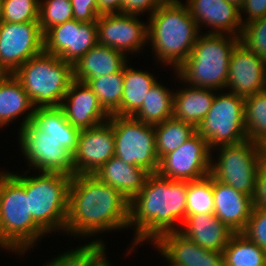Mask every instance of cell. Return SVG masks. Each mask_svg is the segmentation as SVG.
I'll return each mask as SVG.
<instances>
[{"label": "cell", "mask_w": 266, "mask_h": 266, "mask_svg": "<svg viewBox=\"0 0 266 266\" xmlns=\"http://www.w3.org/2000/svg\"><path fill=\"white\" fill-rule=\"evenodd\" d=\"M3 16V0H0V23L2 22Z\"/></svg>", "instance_id": "cell-48"}, {"label": "cell", "mask_w": 266, "mask_h": 266, "mask_svg": "<svg viewBox=\"0 0 266 266\" xmlns=\"http://www.w3.org/2000/svg\"><path fill=\"white\" fill-rule=\"evenodd\" d=\"M60 108L67 121L79 130L97 126L110 117L93 90L85 82L75 79L71 81Z\"/></svg>", "instance_id": "cell-19"}, {"label": "cell", "mask_w": 266, "mask_h": 266, "mask_svg": "<svg viewBox=\"0 0 266 266\" xmlns=\"http://www.w3.org/2000/svg\"><path fill=\"white\" fill-rule=\"evenodd\" d=\"M74 19L70 0H40V29L44 34L49 28Z\"/></svg>", "instance_id": "cell-36"}, {"label": "cell", "mask_w": 266, "mask_h": 266, "mask_svg": "<svg viewBox=\"0 0 266 266\" xmlns=\"http://www.w3.org/2000/svg\"><path fill=\"white\" fill-rule=\"evenodd\" d=\"M174 91L157 82L147 92L141 108L133 115L141 122L156 125L173 117Z\"/></svg>", "instance_id": "cell-29"}, {"label": "cell", "mask_w": 266, "mask_h": 266, "mask_svg": "<svg viewBox=\"0 0 266 266\" xmlns=\"http://www.w3.org/2000/svg\"><path fill=\"white\" fill-rule=\"evenodd\" d=\"M214 101L197 132L207 141L209 149L239 144L247 140L244 115L245 97L215 91Z\"/></svg>", "instance_id": "cell-8"}, {"label": "cell", "mask_w": 266, "mask_h": 266, "mask_svg": "<svg viewBox=\"0 0 266 266\" xmlns=\"http://www.w3.org/2000/svg\"><path fill=\"white\" fill-rule=\"evenodd\" d=\"M162 3H174V2H181V0H160Z\"/></svg>", "instance_id": "cell-50"}, {"label": "cell", "mask_w": 266, "mask_h": 266, "mask_svg": "<svg viewBox=\"0 0 266 266\" xmlns=\"http://www.w3.org/2000/svg\"><path fill=\"white\" fill-rule=\"evenodd\" d=\"M160 0H122L121 14L142 15L149 11V17L162 5Z\"/></svg>", "instance_id": "cell-41"}, {"label": "cell", "mask_w": 266, "mask_h": 266, "mask_svg": "<svg viewBox=\"0 0 266 266\" xmlns=\"http://www.w3.org/2000/svg\"><path fill=\"white\" fill-rule=\"evenodd\" d=\"M114 154L115 139L108 120L80 130L77 149L73 153V175H94Z\"/></svg>", "instance_id": "cell-16"}, {"label": "cell", "mask_w": 266, "mask_h": 266, "mask_svg": "<svg viewBox=\"0 0 266 266\" xmlns=\"http://www.w3.org/2000/svg\"><path fill=\"white\" fill-rule=\"evenodd\" d=\"M179 232L204 249L220 252L234 234L214 214L186 215Z\"/></svg>", "instance_id": "cell-22"}, {"label": "cell", "mask_w": 266, "mask_h": 266, "mask_svg": "<svg viewBox=\"0 0 266 266\" xmlns=\"http://www.w3.org/2000/svg\"><path fill=\"white\" fill-rule=\"evenodd\" d=\"M225 266H266V252L243 233H234L224 248Z\"/></svg>", "instance_id": "cell-32"}, {"label": "cell", "mask_w": 266, "mask_h": 266, "mask_svg": "<svg viewBox=\"0 0 266 266\" xmlns=\"http://www.w3.org/2000/svg\"><path fill=\"white\" fill-rule=\"evenodd\" d=\"M240 36L200 33L184 63L174 72L176 78L192 87L225 90L229 61Z\"/></svg>", "instance_id": "cell-5"}, {"label": "cell", "mask_w": 266, "mask_h": 266, "mask_svg": "<svg viewBox=\"0 0 266 266\" xmlns=\"http://www.w3.org/2000/svg\"><path fill=\"white\" fill-rule=\"evenodd\" d=\"M32 109V110H31ZM35 107L22 84L9 74L0 82V128L24 115L21 126L33 121Z\"/></svg>", "instance_id": "cell-25"}, {"label": "cell", "mask_w": 266, "mask_h": 266, "mask_svg": "<svg viewBox=\"0 0 266 266\" xmlns=\"http://www.w3.org/2000/svg\"><path fill=\"white\" fill-rule=\"evenodd\" d=\"M33 122L69 152L76 151L80 130L67 121L60 107L35 108Z\"/></svg>", "instance_id": "cell-27"}, {"label": "cell", "mask_w": 266, "mask_h": 266, "mask_svg": "<svg viewBox=\"0 0 266 266\" xmlns=\"http://www.w3.org/2000/svg\"><path fill=\"white\" fill-rule=\"evenodd\" d=\"M226 89L243 97L266 90V60L239 43L229 61Z\"/></svg>", "instance_id": "cell-17"}, {"label": "cell", "mask_w": 266, "mask_h": 266, "mask_svg": "<svg viewBox=\"0 0 266 266\" xmlns=\"http://www.w3.org/2000/svg\"><path fill=\"white\" fill-rule=\"evenodd\" d=\"M240 16L242 24H247L266 16V0H245L240 8Z\"/></svg>", "instance_id": "cell-42"}, {"label": "cell", "mask_w": 266, "mask_h": 266, "mask_svg": "<svg viewBox=\"0 0 266 266\" xmlns=\"http://www.w3.org/2000/svg\"><path fill=\"white\" fill-rule=\"evenodd\" d=\"M128 57L111 47L97 44L73 65V79L81 82L92 81L102 75L121 71Z\"/></svg>", "instance_id": "cell-23"}, {"label": "cell", "mask_w": 266, "mask_h": 266, "mask_svg": "<svg viewBox=\"0 0 266 266\" xmlns=\"http://www.w3.org/2000/svg\"><path fill=\"white\" fill-rule=\"evenodd\" d=\"M232 4H235L237 7L241 8L245 0H226Z\"/></svg>", "instance_id": "cell-47"}, {"label": "cell", "mask_w": 266, "mask_h": 266, "mask_svg": "<svg viewBox=\"0 0 266 266\" xmlns=\"http://www.w3.org/2000/svg\"><path fill=\"white\" fill-rule=\"evenodd\" d=\"M100 15L121 13L122 0H97Z\"/></svg>", "instance_id": "cell-44"}, {"label": "cell", "mask_w": 266, "mask_h": 266, "mask_svg": "<svg viewBox=\"0 0 266 266\" xmlns=\"http://www.w3.org/2000/svg\"><path fill=\"white\" fill-rule=\"evenodd\" d=\"M240 43L266 60V16L243 24Z\"/></svg>", "instance_id": "cell-38"}, {"label": "cell", "mask_w": 266, "mask_h": 266, "mask_svg": "<svg viewBox=\"0 0 266 266\" xmlns=\"http://www.w3.org/2000/svg\"><path fill=\"white\" fill-rule=\"evenodd\" d=\"M213 91L216 90L188 85L177 89L174 91L173 117L197 128L212 106Z\"/></svg>", "instance_id": "cell-26"}, {"label": "cell", "mask_w": 266, "mask_h": 266, "mask_svg": "<svg viewBox=\"0 0 266 266\" xmlns=\"http://www.w3.org/2000/svg\"><path fill=\"white\" fill-rule=\"evenodd\" d=\"M185 5L199 31L206 26L210 28L206 33L240 36L243 24L240 8L235 4L226 0H186Z\"/></svg>", "instance_id": "cell-20"}, {"label": "cell", "mask_w": 266, "mask_h": 266, "mask_svg": "<svg viewBox=\"0 0 266 266\" xmlns=\"http://www.w3.org/2000/svg\"><path fill=\"white\" fill-rule=\"evenodd\" d=\"M218 148V149H217ZM218 156L210 162V176L236 191L254 197L256 177L261 165L257 144L250 140L219 146Z\"/></svg>", "instance_id": "cell-9"}, {"label": "cell", "mask_w": 266, "mask_h": 266, "mask_svg": "<svg viewBox=\"0 0 266 266\" xmlns=\"http://www.w3.org/2000/svg\"><path fill=\"white\" fill-rule=\"evenodd\" d=\"M153 246L170 266H225L223 252L204 249L179 231L161 235Z\"/></svg>", "instance_id": "cell-18"}, {"label": "cell", "mask_w": 266, "mask_h": 266, "mask_svg": "<svg viewBox=\"0 0 266 266\" xmlns=\"http://www.w3.org/2000/svg\"><path fill=\"white\" fill-rule=\"evenodd\" d=\"M156 79L150 72L124 66L121 116H133L141 108L147 92L158 82Z\"/></svg>", "instance_id": "cell-28"}, {"label": "cell", "mask_w": 266, "mask_h": 266, "mask_svg": "<svg viewBox=\"0 0 266 266\" xmlns=\"http://www.w3.org/2000/svg\"><path fill=\"white\" fill-rule=\"evenodd\" d=\"M101 266H113L112 263L105 257Z\"/></svg>", "instance_id": "cell-49"}, {"label": "cell", "mask_w": 266, "mask_h": 266, "mask_svg": "<svg viewBox=\"0 0 266 266\" xmlns=\"http://www.w3.org/2000/svg\"><path fill=\"white\" fill-rule=\"evenodd\" d=\"M242 233L266 252V208L253 207Z\"/></svg>", "instance_id": "cell-39"}, {"label": "cell", "mask_w": 266, "mask_h": 266, "mask_svg": "<svg viewBox=\"0 0 266 266\" xmlns=\"http://www.w3.org/2000/svg\"><path fill=\"white\" fill-rule=\"evenodd\" d=\"M213 213V178L208 175L199 180L188 181L186 215Z\"/></svg>", "instance_id": "cell-35"}, {"label": "cell", "mask_w": 266, "mask_h": 266, "mask_svg": "<svg viewBox=\"0 0 266 266\" xmlns=\"http://www.w3.org/2000/svg\"><path fill=\"white\" fill-rule=\"evenodd\" d=\"M98 44L135 55L148 44L147 23L139 20L138 15L103 14L96 21ZM128 53V55H127Z\"/></svg>", "instance_id": "cell-15"}, {"label": "cell", "mask_w": 266, "mask_h": 266, "mask_svg": "<svg viewBox=\"0 0 266 266\" xmlns=\"http://www.w3.org/2000/svg\"><path fill=\"white\" fill-rule=\"evenodd\" d=\"M211 150L196 132L178 149L159 160L157 173L178 181H195L210 175Z\"/></svg>", "instance_id": "cell-13"}, {"label": "cell", "mask_w": 266, "mask_h": 266, "mask_svg": "<svg viewBox=\"0 0 266 266\" xmlns=\"http://www.w3.org/2000/svg\"><path fill=\"white\" fill-rule=\"evenodd\" d=\"M26 172L28 171L25 170V192L33 220L47 234L65 232L72 177L48 172L27 176Z\"/></svg>", "instance_id": "cell-7"}, {"label": "cell", "mask_w": 266, "mask_h": 266, "mask_svg": "<svg viewBox=\"0 0 266 266\" xmlns=\"http://www.w3.org/2000/svg\"><path fill=\"white\" fill-rule=\"evenodd\" d=\"M40 0H3L2 22H38Z\"/></svg>", "instance_id": "cell-37"}, {"label": "cell", "mask_w": 266, "mask_h": 266, "mask_svg": "<svg viewBox=\"0 0 266 266\" xmlns=\"http://www.w3.org/2000/svg\"><path fill=\"white\" fill-rule=\"evenodd\" d=\"M13 76L35 108L60 107L73 80V65L43 51L21 65Z\"/></svg>", "instance_id": "cell-6"}, {"label": "cell", "mask_w": 266, "mask_h": 266, "mask_svg": "<svg viewBox=\"0 0 266 266\" xmlns=\"http://www.w3.org/2000/svg\"><path fill=\"white\" fill-rule=\"evenodd\" d=\"M254 206L266 208V164H261L256 177Z\"/></svg>", "instance_id": "cell-43"}, {"label": "cell", "mask_w": 266, "mask_h": 266, "mask_svg": "<svg viewBox=\"0 0 266 266\" xmlns=\"http://www.w3.org/2000/svg\"><path fill=\"white\" fill-rule=\"evenodd\" d=\"M155 148L159 160L166 154L178 149L193 136L197 130L194 125L174 117L154 125Z\"/></svg>", "instance_id": "cell-30"}, {"label": "cell", "mask_w": 266, "mask_h": 266, "mask_svg": "<svg viewBox=\"0 0 266 266\" xmlns=\"http://www.w3.org/2000/svg\"><path fill=\"white\" fill-rule=\"evenodd\" d=\"M43 51L44 34L39 22L0 23V65L8 74Z\"/></svg>", "instance_id": "cell-12"}, {"label": "cell", "mask_w": 266, "mask_h": 266, "mask_svg": "<svg viewBox=\"0 0 266 266\" xmlns=\"http://www.w3.org/2000/svg\"><path fill=\"white\" fill-rule=\"evenodd\" d=\"M149 172L113 156L96 172L104 184L117 189L130 202L143 188Z\"/></svg>", "instance_id": "cell-24"}, {"label": "cell", "mask_w": 266, "mask_h": 266, "mask_svg": "<svg viewBox=\"0 0 266 266\" xmlns=\"http://www.w3.org/2000/svg\"><path fill=\"white\" fill-rule=\"evenodd\" d=\"M85 83L96 94L99 104L109 114L121 116V100L124 89V68L113 74L102 75Z\"/></svg>", "instance_id": "cell-31"}, {"label": "cell", "mask_w": 266, "mask_h": 266, "mask_svg": "<svg viewBox=\"0 0 266 266\" xmlns=\"http://www.w3.org/2000/svg\"><path fill=\"white\" fill-rule=\"evenodd\" d=\"M187 187L188 181L148 174L141 191L129 202L128 225L135 234L127 254L143 242L153 244L161 235L180 230L186 219Z\"/></svg>", "instance_id": "cell-1"}, {"label": "cell", "mask_w": 266, "mask_h": 266, "mask_svg": "<svg viewBox=\"0 0 266 266\" xmlns=\"http://www.w3.org/2000/svg\"><path fill=\"white\" fill-rule=\"evenodd\" d=\"M108 121L112 124L115 139L114 156L149 173H157L159 158L155 148L154 125L133 116L115 114L110 115Z\"/></svg>", "instance_id": "cell-10"}, {"label": "cell", "mask_w": 266, "mask_h": 266, "mask_svg": "<svg viewBox=\"0 0 266 266\" xmlns=\"http://www.w3.org/2000/svg\"><path fill=\"white\" fill-rule=\"evenodd\" d=\"M214 215L234 233H242L254 207L253 197L213 178Z\"/></svg>", "instance_id": "cell-21"}, {"label": "cell", "mask_w": 266, "mask_h": 266, "mask_svg": "<svg viewBox=\"0 0 266 266\" xmlns=\"http://www.w3.org/2000/svg\"><path fill=\"white\" fill-rule=\"evenodd\" d=\"M23 172L0 171V248L20 257L48 236L29 211Z\"/></svg>", "instance_id": "cell-4"}, {"label": "cell", "mask_w": 266, "mask_h": 266, "mask_svg": "<svg viewBox=\"0 0 266 266\" xmlns=\"http://www.w3.org/2000/svg\"><path fill=\"white\" fill-rule=\"evenodd\" d=\"M20 151L27 166L39 172L73 176V154L52 136L43 132L33 121L19 128Z\"/></svg>", "instance_id": "cell-11"}, {"label": "cell", "mask_w": 266, "mask_h": 266, "mask_svg": "<svg viewBox=\"0 0 266 266\" xmlns=\"http://www.w3.org/2000/svg\"><path fill=\"white\" fill-rule=\"evenodd\" d=\"M73 17L80 22H96L100 16L97 0H70Z\"/></svg>", "instance_id": "cell-40"}, {"label": "cell", "mask_w": 266, "mask_h": 266, "mask_svg": "<svg viewBox=\"0 0 266 266\" xmlns=\"http://www.w3.org/2000/svg\"><path fill=\"white\" fill-rule=\"evenodd\" d=\"M106 245L102 239H96L67 250L49 261L50 266H101L106 255Z\"/></svg>", "instance_id": "cell-33"}, {"label": "cell", "mask_w": 266, "mask_h": 266, "mask_svg": "<svg viewBox=\"0 0 266 266\" xmlns=\"http://www.w3.org/2000/svg\"><path fill=\"white\" fill-rule=\"evenodd\" d=\"M97 44L96 22L72 19L57 24L44 33V52L56 55L72 65Z\"/></svg>", "instance_id": "cell-14"}, {"label": "cell", "mask_w": 266, "mask_h": 266, "mask_svg": "<svg viewBox=\"0 0 266 266\" xmlns=\"http://www.w3.org/2000/svg\"><path fill=\"white\" fill-rule=\"evenodd\" d=\"M129 202L95 175H73L69 185L65 233L90 238L105 231L128 229Z\"/></svg>", "instance_id": "cell-2"}, {"label": "cell", "mask_w": 266, "mask_h": 266, "mask_svg": "<svg viewBox=\"0 0 266 266\" xmlns=\"http://www.w3.org/2000/svg\"><path fill=\"white\" fill-rule=\"evenodd\" d=\"M182 2L163 3L147 22L148 45L156 61L171 66L173 72L189 57L202 33Z\"/></svg>", "instance_id": "cell-3"}, {"label": "cell", "mask_w": 266, "mask_h": 266, "mask_svg": "<svg viewBox=\"0 0 266 266\" xmlns=\"http://www.w3.org/2000/svg\"><path fill=\"white\" fill-rule=\"evenodd\" d=\"M9 74L7 71L0 65V82L3 81Z\"/></svg>", "instance_id": "cell-46"}, {"label": "cell", "mask_w": 266, "mask_h": 266, "mask_svg": "<svg viewBox=\"0 0 266 266\" xmlns=\"http://www.w3.org/2000/svg\"><path fill=\"white\" fill-rule=\"evenodd\" d=\"M258 147V155L261 164H266V136L256 142Z\"/></svg>", "instance_id": "cell-45"}, {"label": "cell", "mask_w": 266, "mask_h": 266, "mask_svg": "<svg viewBox=\"0 0 266 266\" xmlns=\"http://www.w3.org/2000/svg\"><path fill=\"white\" fill-rule=\"evenodd\" d=\"M247 139L256 143L266 136V90L245 97Z\"/></svg>", "instance_id": "cell-34"}]
</instances>
